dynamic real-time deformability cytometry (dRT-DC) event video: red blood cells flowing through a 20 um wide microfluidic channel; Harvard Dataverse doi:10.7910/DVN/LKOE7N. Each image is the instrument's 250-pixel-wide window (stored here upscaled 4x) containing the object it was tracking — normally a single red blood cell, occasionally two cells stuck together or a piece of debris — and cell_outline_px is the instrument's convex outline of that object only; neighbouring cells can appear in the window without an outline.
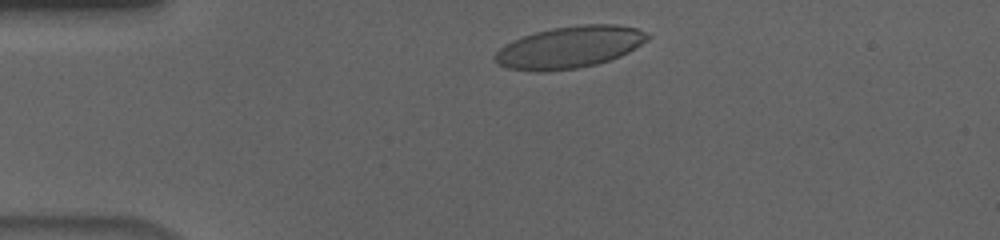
{"species": "human", "species_latin": "Homo sapiens", "temperature_condition": "cold", "stored_images_in_passage": 38, "camera_frame_rate_fps": 3000, "um_per_image_px": 0.085, "donor": {"sex": "male"}, "frame": {"image": 1, "passage_image": 3, "time_ms": 0.667, "image_size_px": [1000, 240], "cell_outline_px": [[652, 36], [648, 40], [628, 52], [620, 56], [596, 64], [576, 68], [548, 72], [536, 72], [508, 68], [496, 64], [492, 60], [492, 56], [504, 44], [512, 40], [536, 32], [552, 28], [580, 24], [616, 24], [636, 28], [648, 32]], "centroid_in_image_um": [48.39, 4.01], "position_along_channel_um": 36.6, "area_um2": 37.57}}
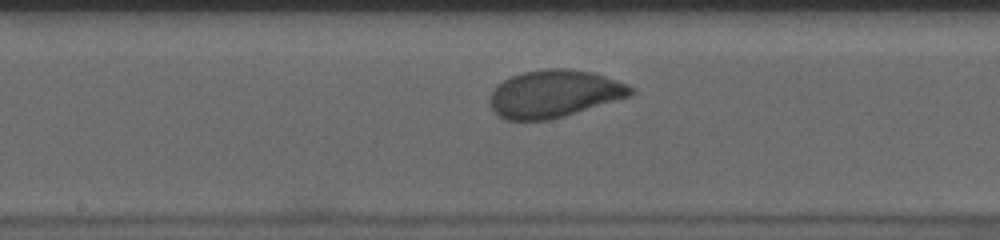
{"frame": {"image": 2, "passage_image": 20, "time_ms": 6.333, "image_size_px": [1000, 240], "cell_outline_px": [[632, 92], [628, 96], [616, 100], [564, 116], [548, 120], [504, 120], [492, 108], [488, 100], [488, 96], [492, 88], [496, 84], [520, 72], [548, 68], [572, 68], [592, 72], [628, 84], [632, 88]], "centroid_in_image_um": [47.03, 7.95], "position_along_channel_um": 201.2, "area_um2": 38.96}}
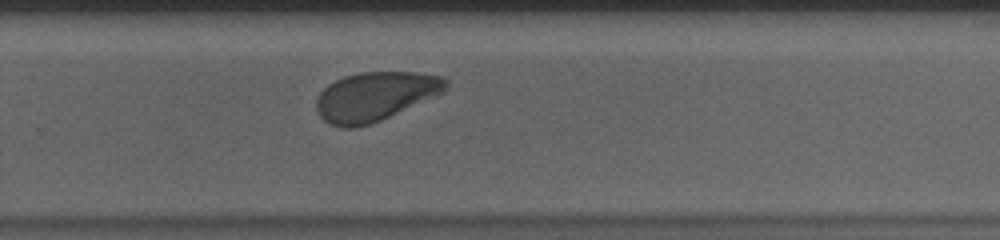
{"frame": {"image": 3, "passage_image": 28, "time_ms": 9.0, "image_size_px": [1000, 240], "cell_outline_px": [[448, 88], [444, 92], [380, 120], [356, 128], [340, 128], [328, 124], [320, 116], [316, 108], [316, 100], [320, 92], [328, 84], [344, 76], [360, 72], [416, 72], [440, 76], [448, 80]], "centroid_in_image_um": [31.87, 8.19], "position_along_channel_um": 297.9, "area_um2": 36.88}, "authors_computed_cell_mechanics": {"area_um2": 38.1769, "velocity_mm_per_s": 3.6379, "shape_relaxation_time_tau1_ms": 4.176, "shape_relaxation_time_tau2_ms": 2.5956, "deformation_change_tau1": 0.1703, "deformation_change_tau2": 0.0663}}